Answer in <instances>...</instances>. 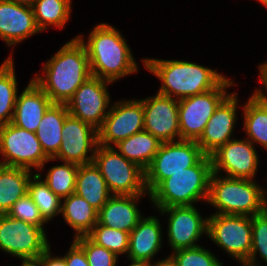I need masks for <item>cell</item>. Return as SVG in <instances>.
<instances>
[{
  "mask_svg": "<svg viewBox=\"0 0 267 266\" xmlns=\"http://www.w3.org/2000/svg\"><path fill=\"white\" fill-rule=\"evenodd\" d=\"M42 74L32 80L53 103L66 104L75 91L92 76L84 45L75 37L66 42L43 65Z\"/></svg>",
  "mask_w": 267,
  "mask_h": 266,
  "instance_id": "obj_1",
  "label": "cell"
},
{
  "mask_svg": "<svg viewBox=\"0 0 267 266\" xmlns=\"http://www.w3.org/2000/svg\"><path fill=\"white\" fill-rule=\"evenodd\" d=\"M76 37L86 49L92 76L113 83L138 72V63L129 44L113 25H96L89 33L87 41H84L83 34Z\"/></svg>",
  "mask_w": 267,
  "mask_h": 266,
  "instance_id": "obj_2",
  "label": "cell"
},
{
  "mask_svg": "<svg viewBox=\"0 0 267 266\" xmlns=\"http://www.w3.org/2000/svg\"><path fill=\"white\" fill-rule=\"evenodd\" d=\"M142 62L162 82L157 93L176 100L217 88L227 78L214 69L184 60L145 58Z\"/></svg>",
  "mask_w": 267,
  "mask_h": 266,
  "instance_id": "obj_3",
  "label": "cell"
},
{
  "mask_svg": "<svg viewBox=\"0 0 267 266\" xmlns=\"http://www.w3.org/2000/svg\"><path fill=\"white\" fill-rule=\"evenodd\" d=\"M212 160L205 155L196 165L163 180L151 193L153 208L191 206L209 196Z\"/></svg>",
  "mask_w": 267,
  "mask_h": 266,
  "instance_id": "obj_4",
  "label": "cell"
},
{
  "mask_svg": "<svg viewBox=\"0 0 267 266\" xmlns=\"http://www.w3.org/2000/svg\"><path fill=\"white\" fill-rule=\"evenodd\" d=\"M254 179L232 178L212 173L207 202L214 214L254 216L266 210L267 190Z\"/></svg>",
  "mask_w": 267,
  "mask_h": 266,
  "instance_id": "obj_5",
  "label": "cell"
},
{
  "mask_svg": "<svg viewBox=\"0 0 267 266\" xmlns=\"http://www.w3.org/2000/svg\"><path fill=\"white\" fill-rule=\"evenodd\" d=\"M93 162L112 195H147L145 171L126 159L115 147L98 144Z\"/></svg>",
  "mask_w": 267,
  "mask_h": 266,
  "instance_id": "obj_6",
  "label": "cell"
},
{
  "mask_svg": "<svg viewBox=\"0 0 267 266\" xmlns=\"http://www.w3.org/2000/svg\"><path fill=\"white\" fill-rule=\"evenodd\" d=\"M49 247L44 227L0 214L1 251L18 257L22 264H34Z\"/></svg>",
  "mask_w": 267,
  "mask_h": 266,
  "instance_id": "obj_7",
  "label": "cell"
},
{
  "mask_svg": "<svg viewBox=\"0 0 267 266\" xmlns=\"http://www.w3.org/2000/svg\"><path fill=\"white\" fill-rule=\"evenodd\" d=\"M206 154L196 141L178 140L161 143L145 170V187L150 193L166 178L196 165Z\"/></svg>",
  "mask_w": 267,
  "mask_h": 266,
  "instance_id": "obj_8",
  "label": "cell"
},
{
  "mask_svg": "<svg viewBox=\"0 0 267 266\" xmlns=\"http://www.w3.org/2000/svg\"><path fill=\"white\" fill-rule=\"evenodd\" d=\"M232 79L226 78L217 88L178 100L180 140L197 141L219 104L230 94Z\"/></svg>",
  "mask_w": 267,
  "mask_h": 266,
  "instance_id": "obj_9",
  "label": "cell"
},
{
  "mask_svg": "<svg viewBox=\"0 0 267 266\" xmlns=\"http://www.w3.org/2000/svg\"><path fill=\"white\" fill-rule=\"evenodd\" d=\"M1 165L20 167L32 171L42 170L46 162L52 161L43 151L36 134L8 123L0 126Z\"/></svg>",
  "mask_w": 267,
  "mask_h": 266,
  "instance_id": "obj_10",
  "label": "cell"
},
{
  "mask_svg": "<svg viewBox=\"0 0 267 266\" xmlns=\"http://www.w3.org/2000/svg\"><path fill=\"white\" fill-rule=\"evenodd\" d=\"M208 238L239 263H246L252 248L251 216L211 214Z\"/></svg>",
  "mask_w": 267,
  "mask_h": 266,
  "instance_id": "obj_11",
  "label": "cell"
},
{
  "mask_svg": "<svg viewBox=\"0 0 267 266\" xmlns=\"http://www.w3.org/2000/svg\"><path fill=\"white\" fill-rule=\"evenodd\" d=\"M142 130H144L143 102L140 99L117 101L111 104L102 126L98 129V144L113 147Z\"/></svg>",
  "mask_w": 267,
  "mask_h": 266,
  "instance_id": "obj_12",
  "label": "cell"
},
{
  "mask_svg": "<svg viewBox=\"0 0 267 266\" xmlns=\"http://www.w3.org/2000/svg\"><path fill=\"white\" fill-rule=\"evenodd\" d=\"M110 84L112 82L95 76L88 78L66 103L69 114L98 130L111 106L107 89Z\"/></svg>",
  "mask_w": 267,
  "mask_h": 266,
  "instance_id": "obj_13",
  "label": "cell"
},
{
  "mask_svg": "<svg viewBox=\"0 0 267 266\" xmlns=\"http://www.w3.org/2000/svg\"><path fill=\"white\" fill-rule=\"evenodd\" d=\"M195 205L173 206L156 209L161 215L167 214V238L172 252L182 248L199 246L198 241L208 236V216L203 218ZM197 242V243H196Z\"/></svg>",
  "mask_w": 267,
  "mask_h": 266,
  "instance_id": "obj_14",
  "label": "cell"
},
{
  "mask_svg": "<svg viewBox=\"0 0 267 266\" xmlns=\"http://www.w3.org/2000/svg\"><path fill=\"white\" fill-rule=\"evenodd\" d=\"M62 137L60 149L52 160L60 159L62 162L77 165L93 162L98 146V130L96 128L68 114L63 124Z\"/></svg>",
  "mask_w": 267,
  "mask_h": 266,
  "instance_id": "obj_15",
  "label": "cell"
},
{
  "mask_svg": "<svg viewBox=\"0 0 267 266\" xmlns=\"http://www.w3.org/2000/svg\"><path fill=\"white\" fill-rule=\"evenodd\" d=\"M254 144L246 138L231 139L210 155L213 172L232 178L255 179L259 159Z\"/></svg>",
  "mask_w": 267,
  "mask_h": 266,
  "instance_id": "obj_16",
  "label": "cell"
},
{
  "mask_svg": "<svg viewBox=\"0 0 267 266\" xmlns=\"http://www.w3.org/2000/svg\"><path fill=\"white\" fill-rule=\"evenodd\" d=\"M140 100L144 109V130L162 143L180 140L178 100L159 93Z\"/></svg>",
  "mask_w": 267,
  "mask_h": 266,
  "instance_id": "obj_17",
  "label": "cell"
},
{
  "mask_svg": "<svg viewBox=\"0 0 267 266\" xmlns=\"http://www.w3.org/2000/svg\"><path fill=\"white\" fill-rule=\"evenodd\" d=\"M238 96L231 92L216 108L205 129L196 141L206 155H211L220 146L234 139L233 131L237 120ZM233 133V134H232Z\"/></svg>",
  "mask_w": 267,
  "mask_h": 266,
  "instance_id": "obj_18",
  "label": "cell"
},
{
  "mask_svg": "<svg viewBox=\"0 0 267 266\" xmlns=\"http://www.w3.org/2000/svg\"><path fill=\"white\" fill-rule=\"evenodd\" d=\"M41 33L38 29L32 6L12 0H0V38L9 46Z\"/></svg>",
  "mask_w": 267,
  "mask_h": 266,
  "instance_id": "obj_19",
  "label": "cell"
},
{
  "mask_svg": "<svg viewBox=\"0 0 267 266\" xmlns=\"http://www.w3.org/2000/svg\"><path fill=\"white\" fill-rule=\"evenodd\" d=\"M52 104L47 94L31 79L20 95H17L11 123L35 133Z\"/></svg>",
  "mask_w": 267,
  "mask_h": 266,
  "instance_id": "obj_20",
  "label": "cell"
},
{
  "mask_svg": "<svg viewBox=\"0 0 267 266\" xmlns=\"http://www.w3.org/2000/svg\"><path fill=\"white\" fill-rule=\"evenodd\" d=\"M145 195H112L98 212V222L130 233L144 217L137 203Z\"/></svg>",
  "mask_w": 267,
  "mask_h": 266,
  "instance_id": "obj_21",
  "label": "cell"
},
{
  "mask_svg": "<svg viewBox=\"0 0 267 266\" xmlns=\"http://www.w3.org/2000/svg\"><path fill=\"white\" fill-rule=\"evenodd\" d=\"M156 216L143 217L129 233V260L151 262L161 250L162 228Z\"/></svg>",
  "mask_w": 267,
  "mask_h": 266,
  "instance_id": "obj_22",
  "label": "cell"
},
{
  "mask_svg": "<svg viewBox=\"0 0 267 266\" xmlns=\"http://www.w3.org/2000/svg\"><path fill=\"white\" fill-rule=\"evenodd\" d=\"M75 193L98 211L112 196L99 168L92 163L79 165Z\"/></svg>",
  "mask_w": 267,
  "mask_h": 266,
  "instance_id": "obj_23",
  "label": "cell"
},
{
  "mask_svg": "<svg viewBox=\"0 0 267 266\" xmlns=\"http://www.w3.org/2000/svg\"><path fill=\"white\" fill-rule=\"evenodd\" d=\"M69 114L66 104L53 103L45 112L35 132L44 153L53 158L62 143V128Z\"/></svg>",
  "mask_w": 267,
  "mask_h": 266,
  "instance_id": "obj_24",
  "label": "cell"
},
{
  "mask_svg": "<svg viewBox=\"0 0 267 266\" xmlns=\"http://www.w3.org/2000/svg\"><path fill=\"white\" fill-rule=\"evenodd\" d=\"M33 171L0 164V214H7L12 205L28 193Z\"/></svg>",
  "mask_w": 267,
  "mask_h": 266,
  "instance_id": "obj_25",
  "label": "cell"
},
{
  "mask_svg": "<svg viewBox=\"0 0 267 266\" xmlns=\"http://www.w3.org/2000/svg\"><path fill=\"white\" fill-rule=\"evenodd\" d=\"M61 200V214L74 229V238L87 235L98 222L99 211L76 193Z\"/></svg>",
  "mask_w": 267,
  "mask_h": 266,
  "instance_id": "obj_26",
  "label": "cell"
},
{
  "mask_svg": "<svg viewBox=\"0 0 267 266\" xmlns=\"http://www.w3.org/2000/svg\"><path fill=\"white\" fill-rule=\"evenodd\" d=\"M162 142L146 130L137 132L118 142L113 147L129 161L137 164L144 171L151 164Z\"/></svg>",
  "mask_w": 267,
  "mask_h": 266,
  "instance_id": "obj_27",
  "label": "cell"
},
{
  "mask_svg": "<svg viewBox=\"0 0 267 266\" xmlns=\"http://www.w3.org/2000/svg\"><path fill=\"white\" fill-rule=\"evenodd\" d=\"M71 0H36L32 5L38 29L47 31L49 26L62 29L71 15Z\"/></svg>",
  "mask_w": 267,
  "mask_h": 266,
  "instance_id": "obj_28",
  "label": "cell"
},
{
  "mask_svg": "<svg viewBox=\"0 0 267 266\" xmlns=\"http://www.w3.org/2000/svg\"><path fill=\"white\" fill-rule=\"evenodd\" d=\"M12 55L0 65V126L12 122L19 90Z\"/></svg>",
  "mask_w": 267,
  "mask_h": 266,
  "instance_id": "obj_29",
  "label": "cell"
},
{
  "mask_svg": "<svg viewBox=\"0 0 267 266\" xmlns=\"http://www.w3.org/2000/svg\"><path fill=\"white\" fill-rule=\"evenodd\" d=\"M243 108V129L253 144H259L267 150V105L248 98Z\"/></svg>",
  "mask_w": 267,
  "mask_h": 266,
  "instance_id": "obj_30",
  "label": "cell"
},
{
  "mask_svg": "<svg viewBox=\"0 0 267 266\" xmlns=\"http://www.w3.org/2000/svg\"><path fill=\"white\" fill-rule=\"evenodd\" d=\"M41 173L32 175L28 183V195L38 207L43 218L48 222L61 214V198L53 193L44 182Z\"/></svg>",
  "mask_w": 267,
  "mask_h": 266,
  "instance_id": "obj_31",
  "label": "cell"
},
{
  "mask_svg": "<svg viewBox=\"0 0 267 266\" xmlns=\"http://www.w3.org/2000/svg\"><path fill=\"white\" fill-rule=\"evenodd\" d=\"M79 165L64 162L48 169L44 182L55 195L63 199L75 193L76 175Z\"/></svg>",
  "mask_w": 267,
  "mask_h": 266,
  "instance_id": "obj_32",
  "label": "cell"
},
{
  "mask_svg": "<svg viewBox=\"0 0 267 266\" xmlns=\"http://www.w3.org/2000/svg\"><path fill=\"white\" fill-rule=\"evenodd\" d=\"M87 236L96 244L110 250L117 256L127 255L129 250V233L119 229L95 224Z\"/></svg>",
  "mask_w": 267,
  "mask_h": 266,
  "instance_id": "obj_33",
  "label": "cell"
},
{
  "mask_svg": "<svg viewBox=\"0 0 267 266\" xmlns=\"http://www.w3.org/2000/svg\"><path fill=\"white\" fill-rule=\"evenodd\" d=\"M251 225L252 248L246 264L251 266H261L262 264L257 260V254L262 258L261 260L267 264V210L251 216Z\"/></svg>",
  "mask_w": 267,
  "mask_h": 266,
  "instance_id": "obj_34",
  "label": "cell"
},
{
  "mask_svg": "<svg viewBox=\"0 0 267 266\" xmlns=\"http://www.w3.org/2000/svg\"><path fill=\"white\" fill-rule=\"evenodd\" d=\"M169 257L175 266H223L216 255L201 245L175 250Z\"/></svg>",
  "mask_w": 267,
  "mask_h": 266,
  "instance_id": "obj_35",
  "label": "cell"
},
{
  "mask_svg": "<svg viewBox=\"0 0 267 266\" xmlns=\"http://www.w3.org/2000/svg\"><path fill=\"white\" fill-rule=\"evenodd\" d=\"M84 250L89 266H117L118 256L94 243L87 235L74 238Z\"/></svg>",
  "mask_w": 267,
  "mask_h": 266,
  "instance_id": "obj_36",
  "label": "cell"
},
{
  "mask_svg": "<svg viewBox=\"0 0 267 266\" xmlns=\"http://www.w3.org/2000/svg\"><path fill=\"white\" fill-rule=\"evenodd\" d=\"M7 215L39 227H44V224L48 223L28 193L12 205Z\"/></svg>",
  "mask_w": 267,
  "mask_h": 266,
  "instance_id": "obj_37",
  "label": "cell"
},
{
  "mask_svg": "<svg viewBox=\"0 0 267 266\" xmlns=\"http://www.w3.org/2000/svg\"><path fill=\"white\" fill-rule=\"evenodd\" d=\"M63 257L66 266H89L84 250L74 240Z\"/></svg>",
  "mask_w": 267,
  "mask_h": 266,
  "instance_id": "obj_38",
  "label": "cell"
},
{
  "mask_svg": "<svg viewBox=\"0 0 267 266\" xmlns=\"http://www.w3.org/2000/svg\"><path fill=\"white\" fill-rule=\"evenodd\" d=\"M258 70H259L260 82L262 83V85H264L263 88H265L266 92H264L262 88L260 89L256 88L255 89L256 91L253 94H251L250 97H252L255 101L259 103L267 105V61L264 63H261L259 65Z\"/></svg>",
  "mask_w": 267,
  "mask_h": 266,
  "instance_id": "obj_39",
  "label": "cell"
},
{
  "mask_svg": "<svg viewBox=\"0 0 267 266\" xmlns=\"http://www.w3.org/2000/svg\"><path fill=\"white\" fill-rule=\"evenodd\" d=\"M36 266H66L64 257L52 256L51 246L34 262Z\"/></svg>",
  "mask_w": 267,
  "mask_h": 266,
  "instance_id": "obj_40",
  "label": "cell"
},
{
  "mask_svg": "<svg viewBox=\"0 0 267 266\" xmlns=\"http://www.w3.org/2000/svg\"><path fill=\"white\" fill-rule=\"evenodd\" d=\"M149 266H175L174 262L170 259V257H165L163 260H158L154 263L149 262Z\"/></svg>",
  "mask_w": 267,
  "mask_h": 266,
  "instance_id": "obj_41",
  "label": "cell"
},
{
  "mask_svg": "<svg viewBox=\"0 0 267 266\" xmlns=\"http://www.w3.org/2000/svg\"><path fill=\"white\" fill-rule=\"evenodd\" d=\"M131 264L128 266H149V262L146 261H138V260H130Z\"/></svg>",
  "mask_w": 267,
  "mask_h": 266,
  "instance_id": "obj_42",
  "label": "cell"
},
{
  "mask_svg": "<svg viewBox=\"0 0 267 266\" xmlns=\"http://www.w3.org/2000/svg\"><path fill=\"white\" fill-rule=\"evenodd\" d=\"M12 1H15V2H17L19 4L32 6L36 0H12Z\"/></svg>",
  "mask_w": 267,
  "mask_h": 266,
  "instance_id": "obj_43",
  "label": "cell"
},
{
  "mask_svg": "<svg viewBox=\"0 0 267 266\" xmlns=\"http://www.w3.org/2000/svg\"><path fill=\"white\" fill-rule=\"evenodd\" d=\"M259 1L261 4L264 5L265 8H267V0H257Z\"/></svg>",
  "mask_w": 267,
  "mask_h": 266,
  "instance_id": "obj_44",
  "label": "cell"
},
{
  "mask_svg": "<svg viewBox=\"0 0 267 266\" xmlns=\"http://www.w3.org/2000/svg\"><path fill=\"white\" fill-rule=\"evenodd\" d=\"M239 266H251V265H248V264H246V263H242V264H240Z\"/></svg>",
  "mask_w": 267,
  "mask_h": 266,
  "instance_id": "obj_45",
  "label": "cell"
},
{
  "mask_svg": "<svg viewBox=\"0 0 267 266\" xmlns=\"http://www.w3.org/2000/svg\"><path fill=\"white\" fill-rule=\"evenodd\" d=\"M24 266H36L35 264H24Z\"/></svg>",
  "mask_w": 267,
  "mask_h": 266,
  "instance_id": "obj_46",
  "label": "cell"
}]
</instances>
